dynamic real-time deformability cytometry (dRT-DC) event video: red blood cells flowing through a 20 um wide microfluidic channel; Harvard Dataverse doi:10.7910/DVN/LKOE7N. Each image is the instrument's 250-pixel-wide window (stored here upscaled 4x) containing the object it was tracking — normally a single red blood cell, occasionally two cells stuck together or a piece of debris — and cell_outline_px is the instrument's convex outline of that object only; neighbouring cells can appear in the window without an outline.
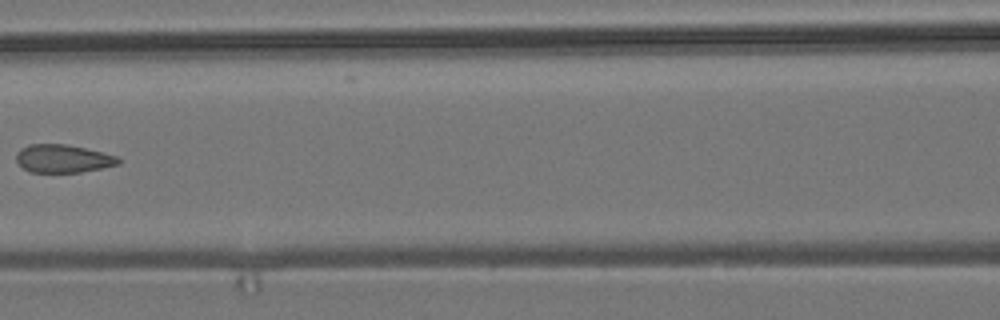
{"species": "common noctule bat (a hibernating species)", "species_latin": "Nyctalus noctula", "temperature_condition": "room temperature", "stored_images_in_passage": 11, "camera_frame_rate_fps": 3000, "um_per_image_px": 0.085, "animal": {"sex": "male", "body_mass_g": 19.2, "forearm_length_mm": 51.8}, "frame": {"image": 1, "passage_image": 7, "time_ms": 8.0, "image_size_px": [1000, 320], "cell_outline_px": [[120, 164], [80, 172], [28, 172], [16, 160], [16, 152], [20, 148], [28, 144], [64, 144], [84, 148], [116, 156], [120, 160]], "centroid_in_image_um": [5.3, 13.48], "position_along_channel_um": 161.3, "area_um2": 16.53}}
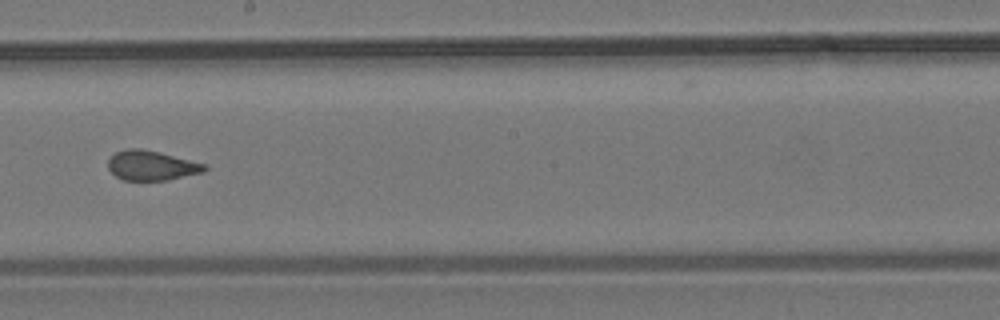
{"frame": {"image": 2, "passage_image": 9, "time_ms": 10.0, "image_size_px": [1000, 320], "cell_outline_px": [[208, 168], [204, 172], [168, 180], [124, 180], [116, 176], [108, 168], [108, 160], [116, 152], [128, 148], [140, 148], [160, 152], [208, 164]], "centroid_in_image_um": [12.92, 14.06], "position_along_channel_um": 235.3, "area_um2": 16.82}}
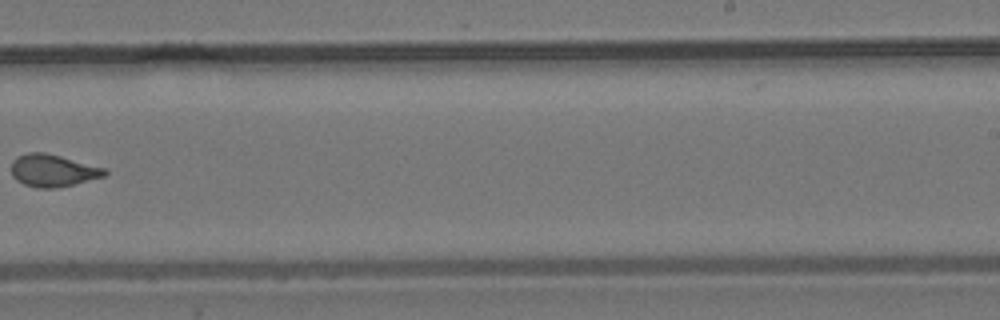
{"frame": {"image": 3, "passage_image": 10, "time_ms": 11.333, "image_size_px": [1000, 320], "cell_outline_px": [[108, 172], [104, 176], [56, 188], [36, 188], [24, 184], [16, 180], [12, 176], [12, 160], [16, 156], [28, 152], [44, 152], [60, 156], [104, 168]], "centroid_in_image_um": [4.44, 14.49], "position_along_channel_um": 284.6, "area_um2": 17.4}}